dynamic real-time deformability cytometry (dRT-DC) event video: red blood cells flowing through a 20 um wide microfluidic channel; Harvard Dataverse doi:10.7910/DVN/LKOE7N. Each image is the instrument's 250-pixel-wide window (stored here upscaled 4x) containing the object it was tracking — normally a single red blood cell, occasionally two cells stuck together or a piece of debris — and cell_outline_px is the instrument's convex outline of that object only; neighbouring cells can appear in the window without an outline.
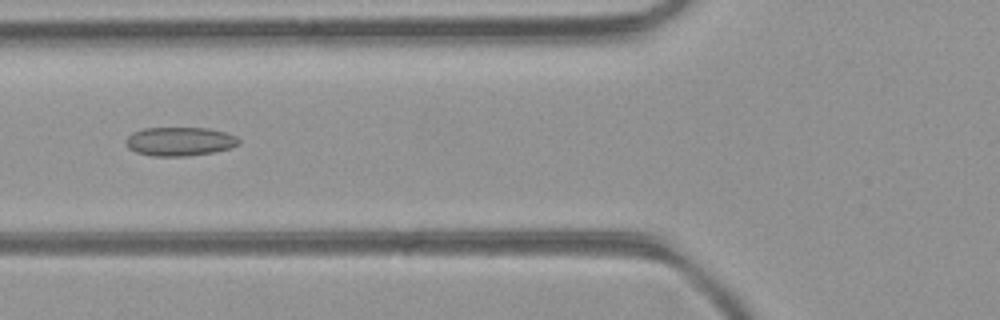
{"species": "common noctule bat (a hibernating species)", "species_latin": "Nyctalus noctula", "temperature_condition": "room temperature", "stored_images_in_passage": 2, "camera_frame_rate_fps": 3000, "um_per_image_px": 0.085, "animal": {"sex": "female", "body_mass_g": 21.9}, "frame": {"image": 1, "passage_image": 2, "time_ms": 0.333, "image_size_px": [1000, 320], "cell_outline_px": [[240, 144], [232, 148], [212, 152], [188, 156], [152, 156], [136, 152], [128, 148], [124, 144], [124, 140], [132, 132], [144, 128], [208, 128], [224, 132], [236, 136], [240, 140]], "centroid_in_image_um": [15.26, 12.02], "position_along_channel_um": 110.5, "area_um2": 19.13}}